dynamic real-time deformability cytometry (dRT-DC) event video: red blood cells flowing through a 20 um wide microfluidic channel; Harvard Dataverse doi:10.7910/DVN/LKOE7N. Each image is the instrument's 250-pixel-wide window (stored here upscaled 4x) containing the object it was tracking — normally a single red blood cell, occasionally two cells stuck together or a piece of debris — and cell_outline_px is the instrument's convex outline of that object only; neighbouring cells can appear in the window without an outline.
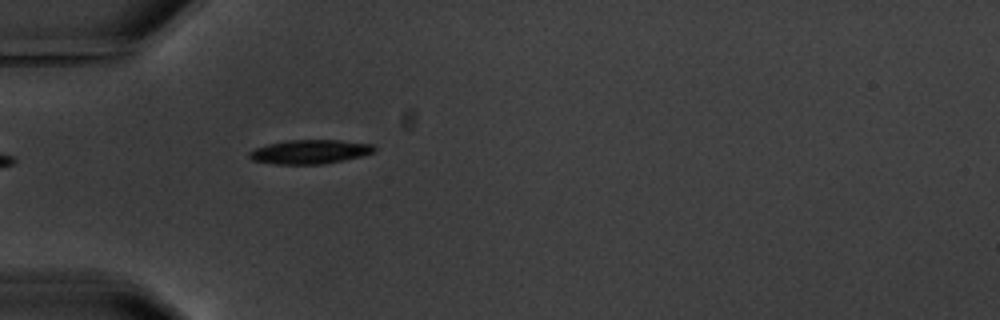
{"species": "common noctule bat (a hibernating species)", "species_latin": "Nyctalus noctula", "temperature_condition": "warm", "stored_images_in_passage": 4, "camera_frame_rate_fps": 3000, "um_per_image_px": 0.085, "animal": {"sex": "male", "body_mass_g": 20.1, "forearm_length_mm": 53.5}, "frame": {"image": 1, "passage_image": 4, "time_ms": 3.333, "image_size_px": [1000, 320], "cell_outline_px": [[376, 148], [372, 152], [360, 156], [320, 164], [276, 164], [252, 160], [248, 156], [248, 152], [256, 148], [268, 144], [288, 140], [340, 140], [372, 144]], "centroid_in_image_um": [26.3, 12.89], "position_along_channel_um": 58.7, "area_um2": 17.22}}